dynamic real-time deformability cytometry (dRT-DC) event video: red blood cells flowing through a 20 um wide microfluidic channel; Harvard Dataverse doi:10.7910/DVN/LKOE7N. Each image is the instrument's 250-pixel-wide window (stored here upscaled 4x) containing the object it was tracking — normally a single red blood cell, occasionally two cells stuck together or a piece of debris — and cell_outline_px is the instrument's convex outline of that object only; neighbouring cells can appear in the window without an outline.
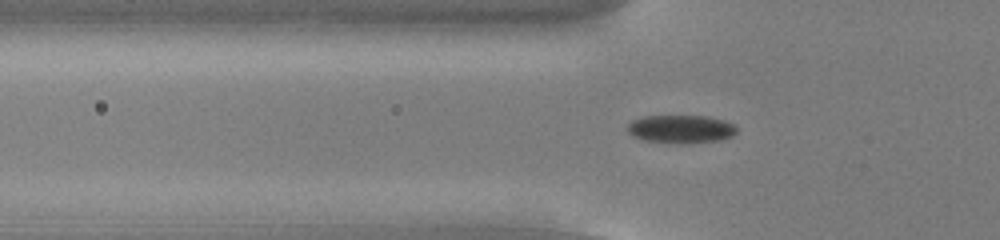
{"species": "common noctule bat (a hibernating species)", "species_latin": "Nyctalus noctula", "temperature_condition": "cold", "stored_images_in_passage": 44, "camera_frame_rate_fps": 3000, "um_per_image_px": 0.085, "animal": {"sex": "male", "body_mass_g": 13.0, "forearm_length_mm": 53.1}, "frame": {"image": 1, "passage_image": 8, "time_ms": 2.333, "image_size_px": [1000, 240], "cell_outline_px": [[736, 132], [732, 136], [720, 140], [684, 144], [644, 140], [632, 136], [628, 132], [628, 124], [632, 120], [644, 116], [708, 116], [724, 120], [736, 124]], "centroid_in_image_um": [57.89, 10.97], "position_along_channel_um": 67.9, "area_um2": 18.03}}
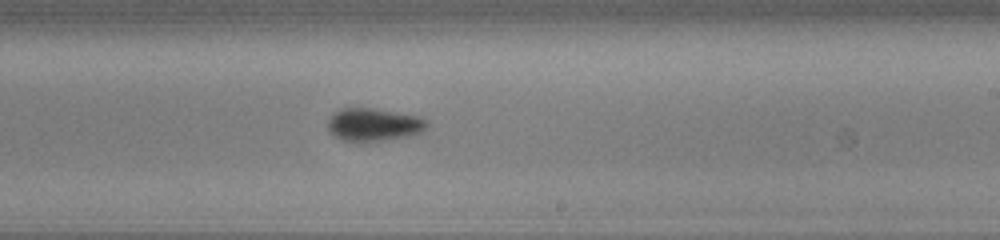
{"frame": {"image": 2, "passage_image": 23, "time_ms": 7.333, "image_size_px": [1000, 240], "cell_outline_px": [[428, 124], [424, 132], [408, 136], [380, 140], [344, 140], [336, 136], [328, 128], [328, 120], [332, 112], [340, 108], [372, 108], [420, 116], [428, 120]], "centroid_in_image_um": [31.8, 10.56], "position_along_channel_um": 257.2, "area_um2": 18.79}}
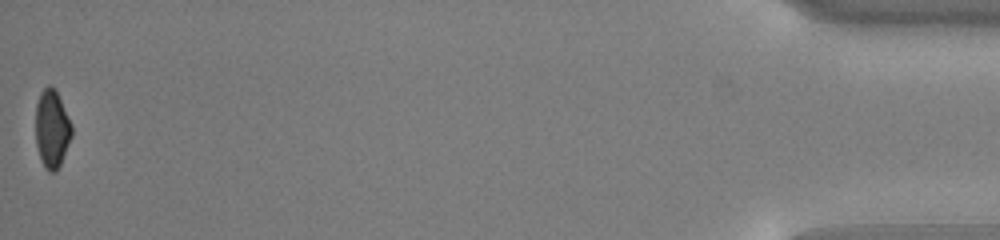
{"frame": {"image": 3, "passage_image": 44, "time_ms": 14.333, "image_size_px": [1000, 240], "cell_outline_px": [[72, 136], [60, 164], [56, 172], [48, 172], [40, 156], [36, 144], [36, 104], [40, 92], [48, 84], [56, 92], [72, 124]], "centroid_in_image_um": [4.41, 10.95], "position_along_channel_um": 430.8, "area_um2": 16.13}, "authors_computed_cell_mechanics": {"area_um2": 18.0336, "velocity_mm_per_s": 3.8212, "shape_relaxation_time_tau1_ms": 3.2303, "shape_relaxation_time_tau2_ms": null, "deformation_change_tau1": 0.0757, "deformation_change_tau2": null}}